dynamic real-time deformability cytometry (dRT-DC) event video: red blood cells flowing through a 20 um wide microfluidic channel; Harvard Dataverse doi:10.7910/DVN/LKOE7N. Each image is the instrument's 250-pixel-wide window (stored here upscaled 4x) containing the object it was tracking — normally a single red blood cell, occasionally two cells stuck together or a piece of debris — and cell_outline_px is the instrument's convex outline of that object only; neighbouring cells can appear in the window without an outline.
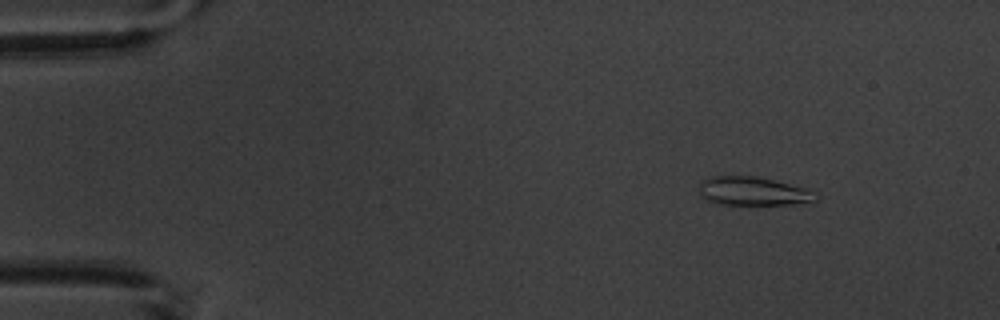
{"species": "common noctule bat (a hibernating species)", "species_latin": "Nyctalus noctula", "temperature_condition": "warm", "stored_images_in_passage": 5, "camera_frame_rate_fps": 3000, "um_per_image_px": 0.085, "animal": {"sex": "male", "body_mass_g": 20.1, "forearm_length_mm": 53.5}, "frame": {"image": 1, "passage_image": 2, "time_ms": 1.0, "image_size_px": [1000, 320], "cell_outline_px": [[820, 196], [812, 204], [720, 204], [708, 200], [700, 196], [700, 180], [712, 176], [756, 176], [808, 188]], "centroid_in_image_um": [64.08, 16.25], "position_along_channel_um": 20.9, "area_um2": 19.71}}
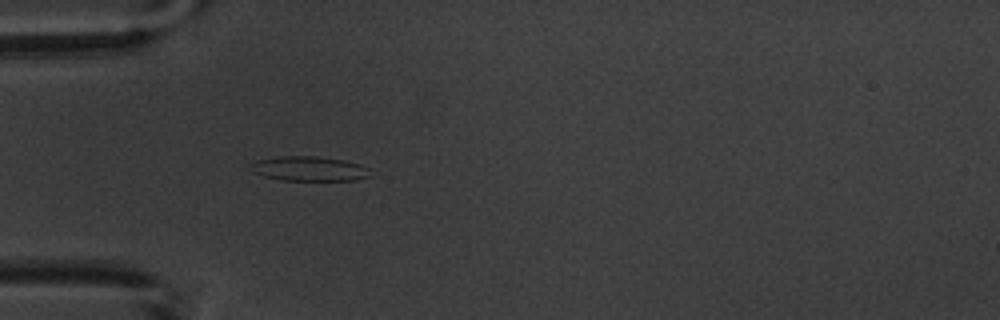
{"frame": {"image": 2, "passage_image": 5, "time_ms": 4.333, "image_size_px": [1000, 320], "cell_outline_px": [[372, 176], [356, 180], [284, 180], [264, 176], [252, 172], [248, 168], [248, 164], [256, 160], [276, 156], [316, 156], [344, 160], [360, 164], [368, 168]], "centroid_in_image_um": [26.24, 14.33], "position_along_channel_um": 58.8, "area_um2": 17.4}}